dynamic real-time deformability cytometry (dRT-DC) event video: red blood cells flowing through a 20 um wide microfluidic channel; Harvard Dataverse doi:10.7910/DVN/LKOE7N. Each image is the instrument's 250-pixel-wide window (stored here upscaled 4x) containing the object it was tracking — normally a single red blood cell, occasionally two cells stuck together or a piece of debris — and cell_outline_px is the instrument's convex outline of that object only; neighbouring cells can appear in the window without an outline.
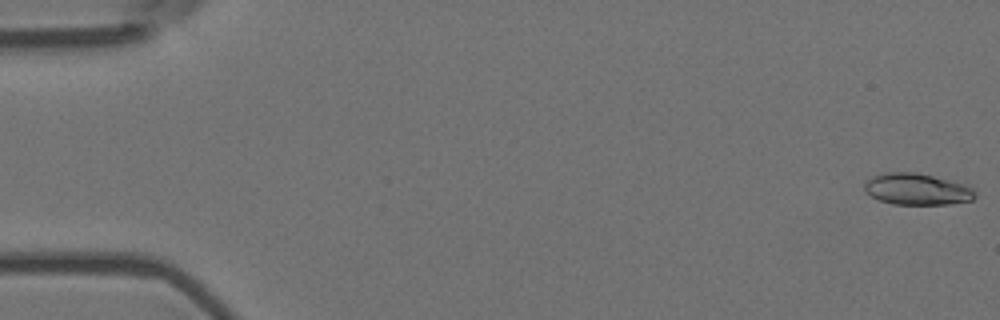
{"species": "Egyptian fruit bat (a non-hibernating species)", "species_latin": "Rousettus aegyptiacus", "temperature_condition": "room temperature", "stored_images_in_passage": 46, "camera_frame_rate_fps": 3000, "um_per_image_px": 0.085, "animal": {"sex": "female"}, "frame": {"image": 1, "passage_image": 1, "time_ms": 0.0, "image_size_px": [1000, 320], "cell_outline_px": [[976, 196], [972, 200], [948, 204], [892, 204], [880, 200], [864, 192], [864, 184], [872, 176], [884, 172], [916, 172], [968, 184], [976, 192]], "centroid_in_image_um": [77.96, 16.07], "position_along_channel_um": 7.0, "area_um2": 20.46}}
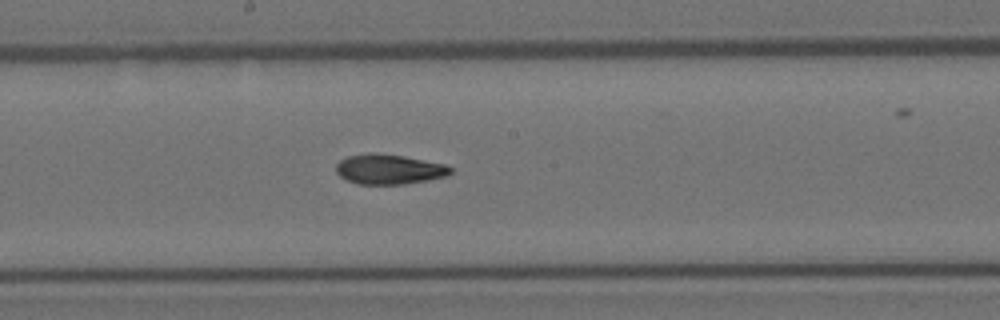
{"frame": {"image": 2, "passage_image": 30, "time_ms": 9.667, "image_size_px": [1000, 320], "cell_outline_px": [[452, 172], [448, 176], [428, 180], [404, 184], [356, 184], [344, 180], [336, 172], [336, 164], [340, 160], [348, 156], [368, 152], [372, 152], [404, 156], [444, 164], [452, 168]], "centroid_in_image_um": [33.04, 14.39], "position_along_channel_um": 215.2, "area_um2": 20.17}}
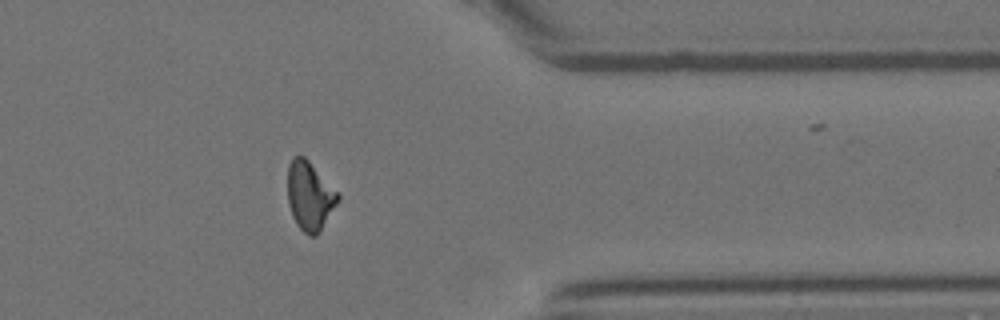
{"frame": {"image": 3, "passage_image": 45, "time_ms": 14.667, "image_size_px": [1000, 320], "cell_outline_px": [[340, 200], [320, 232], [316, 236], [308, 236], [296, 224], [292, 216], [288, 204], [288, 164], [292, 156], [304, 156], [308, 160], [340, 196]], "centroid_in_image_um": [26.31, 16.68], "position_along_channel_um": 385.1, "area_um2": 20.11}}